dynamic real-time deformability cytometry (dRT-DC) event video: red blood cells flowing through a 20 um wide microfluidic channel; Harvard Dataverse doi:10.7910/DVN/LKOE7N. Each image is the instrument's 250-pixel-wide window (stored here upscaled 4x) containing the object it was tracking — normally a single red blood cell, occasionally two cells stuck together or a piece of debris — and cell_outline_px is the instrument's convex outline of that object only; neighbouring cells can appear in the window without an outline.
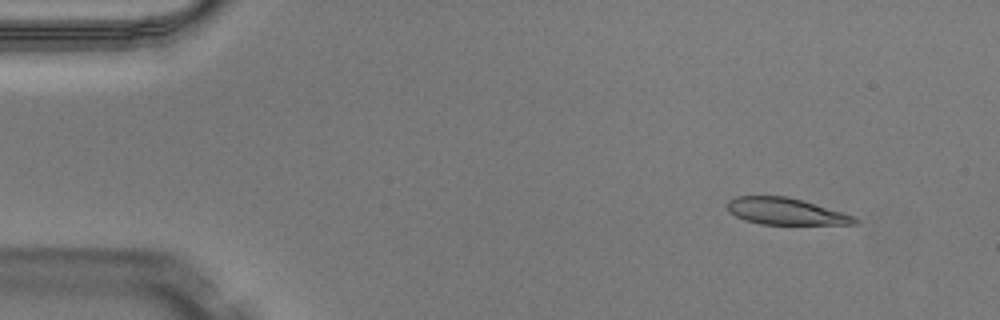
{"species": "Egyptian fruit bat (a non-hibernating species)", "species_latin": "Rousettus aegyptiacus", "temperature_condition": "warm", "stored_images_in_passage": 45, "camera_frame_rate_fps": 3000, "um_per_image_px": 0.085, "animal": {"sex": "male"}, "frame": {"image": 1, "passage_image": 1, "time_ms": 0.0, "image_size_px": [1000, 320], "cell_outline_px": [[860, 220], [856, 224], [760, 224], [744, 220], [728, 212], [724, 204], [728, 200], [736, 196], [788, 196], [840, 212], [852, 216]], "centroid_in_image_um": [66.67, 17.96], "position_along_channel_um": 18.3, "area_um2": 19.71}}
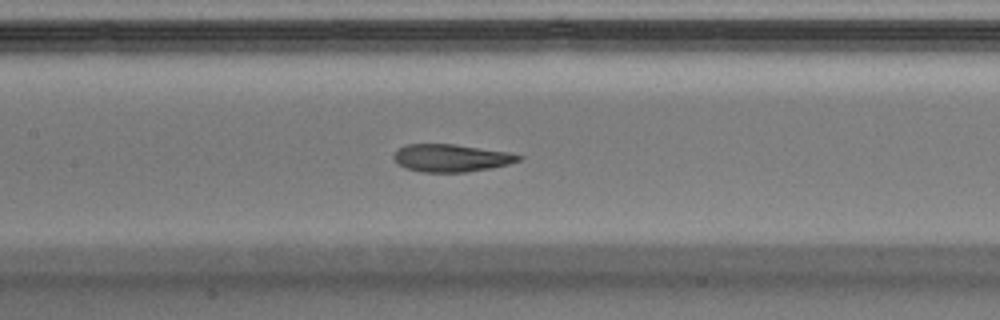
{"frame": {"image": 2, "passage_image": 19, "time_ms": 6.0, "image_size_px": [1000, 320], "cell_outline_px": [[524, 156], [520, 160], [508, 164], [488, 168], [464, 172], [424, 172], [404, 168], [392, 156], [396, 148], [408, 144], [452, 144], [508, 152]], "centroid_in_image_um": [38.31, 13.42], "position_along_channel_um": 169.1, "area_um2": 19.88}}
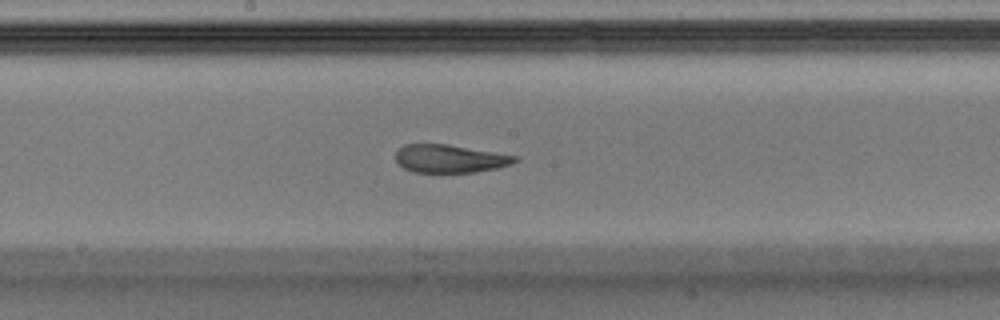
{"frame": {"image": 3, "passage_image": 22, "time_ms": 7.0, "image_size_px": [1000, 320], "cell_outline_px": [[520, 160], [512, 164], [496, 168], [476, 172], [412, 172], [396, 164], [396, 152], [404, 144], [448, 144], [516, 156]], "centroid_in_image_um": [38.22, 13.49], "position_along_channel_um": 210.0, "area_um2": 19.48}, "authors_computed_cell_mechanics": {"area_um2": 21.4438, "velocity_mm_per_s": 4.1035, "shape_relaxation_time_tau1_ms": null, "shape_relaxation_time_tau2_ms": 1.5058, "deformation_change_tau1": null, "deformation_change_tau2": 0.0931}}